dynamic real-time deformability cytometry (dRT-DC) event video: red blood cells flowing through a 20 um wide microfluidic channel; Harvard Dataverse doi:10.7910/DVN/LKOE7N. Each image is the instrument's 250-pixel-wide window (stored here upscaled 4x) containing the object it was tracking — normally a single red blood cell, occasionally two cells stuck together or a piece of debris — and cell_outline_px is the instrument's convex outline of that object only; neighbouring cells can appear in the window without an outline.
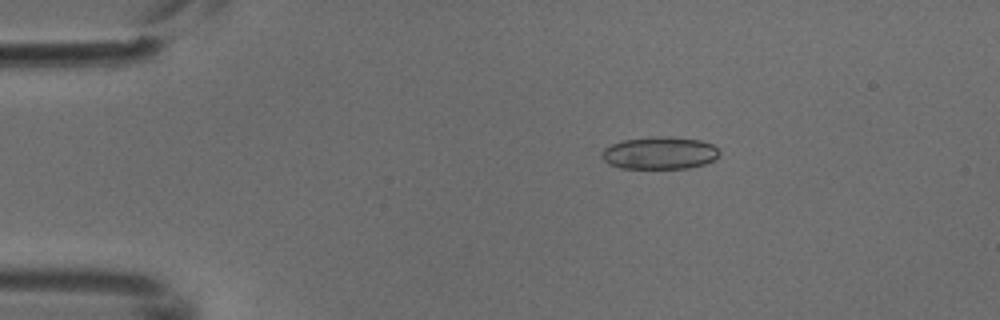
{"species": "common noctule bat (a hibernating species)", "species_latin": "Nyctalus noctula", "temperature_condition": "cold", "stored_images_in_passage": 5, "camera_frame_rate_fps": 3000, "um_per_image_px": 0.085, "animal": {"sex": "male", "body_mass_g": 18.8}, "frame": {"image": 1, "passage_image": 2, "time_ms": 0.333, "image_size_px": [1000, 320], "cell_outline_px": [[720, 152], [712, 160], [704, 164], [688, 168], [620, 168], [608, 164], [600, 156], [600, 152], [604, 148], [612, 144], [624, 140], [656, 136], [668, 136], [700, 140], [712, 144]], "centroid_in_image_um": [56.02, 13.0], "position_along_channel_um": 29.0, "area_um2": 22.2}}
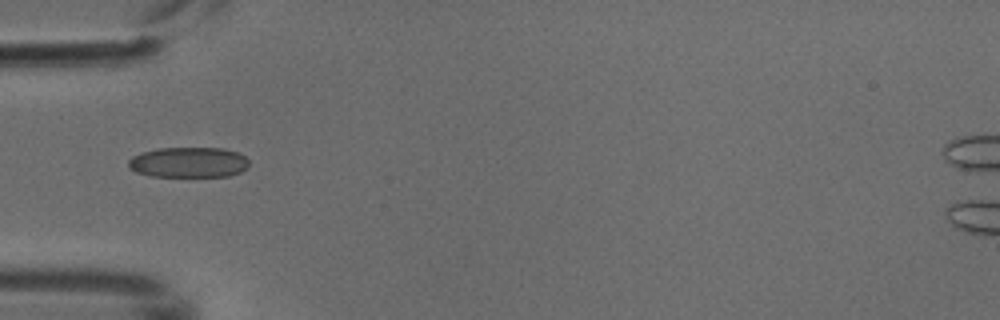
{"frame": {"image": 2, "passage_image": 4, "time_ms": 1.0, "image_size_px": [1000, 320], "cell_outline_px": [[248, 168], [240, 172], [228, 176], [152, 176], [136, 172], [128, 168], [128, 160], [132, 156], [144, 152], [160, 148], [224, 148], [236, 152], [244, 156], [248, 160]], "centroid_in_image_um": [16.03, 13.8], "position_along_channel_um": 69.0, "area_um2": 21.33}}
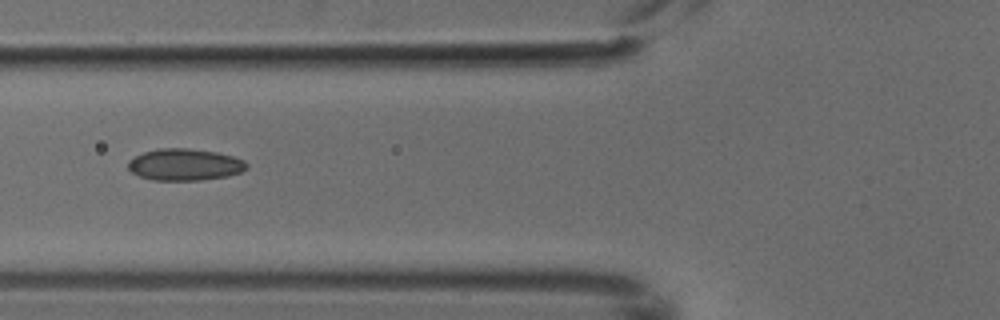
{"frame": {"image": 3, "passage_image": 5, "time_ms": 1.333, "image_size_px": [1000, 320], "cell_outline_px": [[248, 168], [240, 172], [228, 176], [200, 180], [152, 180], [140, 176], [132, 172], [128, 168], [128, 160], [144, 152], [160, 148], [188, 148], [216, 152], [232, 156], [244, 160], [248, 164]], "centroid_in_image_um": [15.71, 13.99], "position_along_channel_um": 110.1, "area_um2": 21.91}}